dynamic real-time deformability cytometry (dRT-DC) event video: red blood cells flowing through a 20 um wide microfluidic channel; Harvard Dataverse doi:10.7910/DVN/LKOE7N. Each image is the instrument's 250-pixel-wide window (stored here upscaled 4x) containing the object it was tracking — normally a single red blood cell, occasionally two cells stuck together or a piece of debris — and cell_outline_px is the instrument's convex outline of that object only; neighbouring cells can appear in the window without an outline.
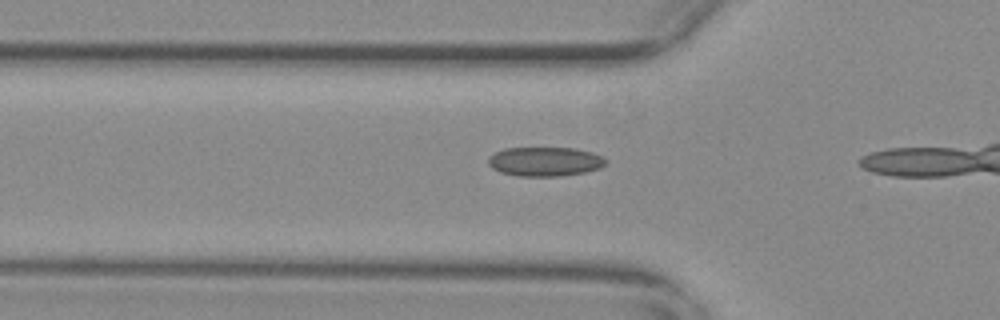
{"species": "common noctule bat (a hibernating species)", "species_latin": "Nyctalus noctula", "temperature_condition": "warm", "stored_images_in_passage": 15, "camera_frame_rate_fps": 3000, "um_per_image_px": 0.085, "animal": {"sex": "female", "body_mass_g": 29.2, "forearm_length_mm": 56.3}, "frame": {"image": 1, "passage_image": 13, "time_ms": 4.0, "image_size_px": [1000, 320], "cell_outline_px": [[608, 160], [600, 168], [584, 172], [560, 176], [516, 176], [500, 172], [492, 168], [488, 164], [488, 156], [504, 148], [576, 148], [592, 152]], "centroid_in_image_um": [46.29, 13.73], "position_along_channel_um": 79.5, "area_um2": 20.06}}